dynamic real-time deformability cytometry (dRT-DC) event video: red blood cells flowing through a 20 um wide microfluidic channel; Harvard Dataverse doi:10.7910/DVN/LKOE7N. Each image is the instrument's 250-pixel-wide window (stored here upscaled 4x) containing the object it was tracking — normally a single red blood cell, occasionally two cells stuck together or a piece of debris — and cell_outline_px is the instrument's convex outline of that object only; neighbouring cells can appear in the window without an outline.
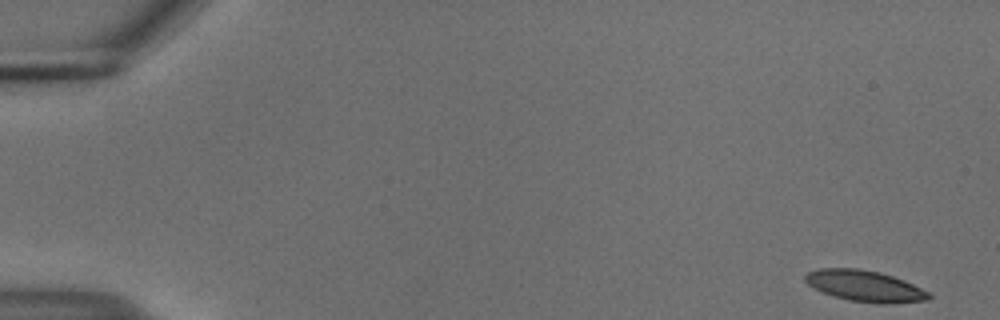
{"species": "common noctule bat (a hibernating species)", "species_latin": "Nyctalus noctula", "temperature_condition": "cold", "stored_images_in_passage": 55, "camera_frame_rate_fps": 3000, "um_per_image_px": 0.085, "animal": {"sex": "male", "body_mass_g": 18.8}, "frame": {"image": 1, "passage_image": 1, "time_ms": 0.0, "image_size_px": [1000, 320], "cell_outline_px": [[932, 296], [928, 300], [880, 304], [848, 300], [832, 296], [812, 288], [804, 280], [804, 276], [808, 272], [820, 268], [856, 268], [880, 272], [904, 280], [928, 292]], "centroid_in_image_um": [73.46, 24.31], "position_along_channel_um": 11.5, "area_um2": 22.43}}
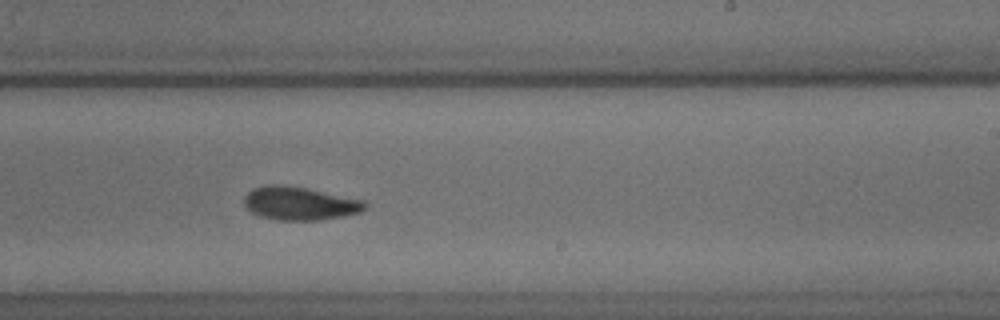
{"frame": {"image": 2, "passage_image": 33, "time_ms": 10.667, "image_size_px": [1000, 320], "cell_outline_px": [[368, 204], [360, 212], [344, 216], [320, 220], [276, 220], [260, 216], [252, 212], [244, 204], [244, 196], [252, 188], [268, 184], [284, 184], [364, 200]], "centroid_in_image_um": [25.45, 17.29], "position_along_channel_um": 263.5, "area_um2": 23.41}}
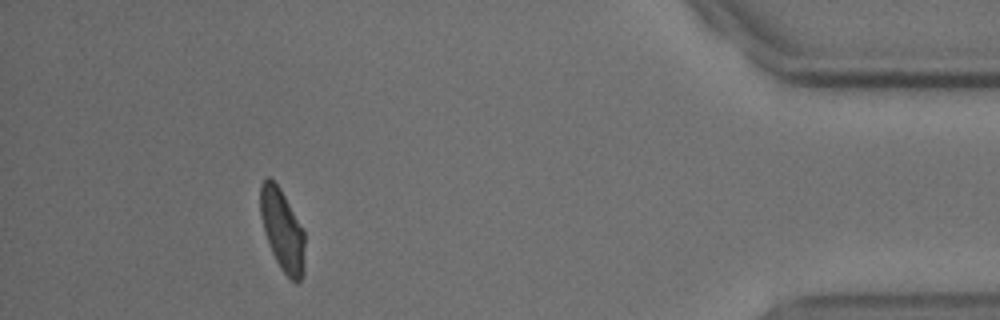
{"frame": {"image": 3, "passage_image": 49, "time_ms": 16.0, "image_size_px": [1000, 320], "cell_outline_px": [[304, 272], [300, 280], [296, 284], [280, 268], [272, 252], [260, 216], [260, 184], [268, 176], [280, 188], [304, 228]], "centroid_in_image_um": [24.01, 19.55], "position_along_channel_um": 411.2, "area_um2": 21.1}}